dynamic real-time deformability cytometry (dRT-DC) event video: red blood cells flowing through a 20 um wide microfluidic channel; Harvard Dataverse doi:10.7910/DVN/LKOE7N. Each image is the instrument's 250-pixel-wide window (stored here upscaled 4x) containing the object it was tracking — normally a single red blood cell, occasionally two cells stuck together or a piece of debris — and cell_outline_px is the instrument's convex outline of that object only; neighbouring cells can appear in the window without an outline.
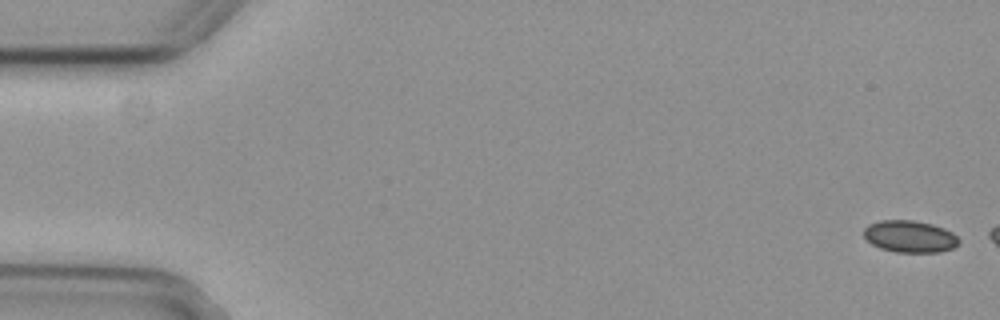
{"species": "common noctule bat (a hibernating species)", "species_latin": "Nyctalus noctula", "temperature_condition": "cold", "stored_images_in_passage": 3, "camera_frame_rate_fps": 3000, "um_per_image_px": 0.085, "animal": {"sex": "female", "body_mass_g": 29.2, "forearm_length_mm": 56.3}, "frame": {"image": 1, "passage_image": 1, "time_ms": 0.0, "image_size_px": [1000, 320], "cell_outline_px": [[960, 240], [952, 248], [940, 252], [896, 252], [880, 248], [872, 244], [864, 236], [864, 228], [868, 224], [880, 220], [912, 220], [932, 224], [944, 228], [952, 232]], "centroid_in_image_um": [77.32, 20.09], "position_along_channel_um": 7.7, "area_um2": 17.63}}